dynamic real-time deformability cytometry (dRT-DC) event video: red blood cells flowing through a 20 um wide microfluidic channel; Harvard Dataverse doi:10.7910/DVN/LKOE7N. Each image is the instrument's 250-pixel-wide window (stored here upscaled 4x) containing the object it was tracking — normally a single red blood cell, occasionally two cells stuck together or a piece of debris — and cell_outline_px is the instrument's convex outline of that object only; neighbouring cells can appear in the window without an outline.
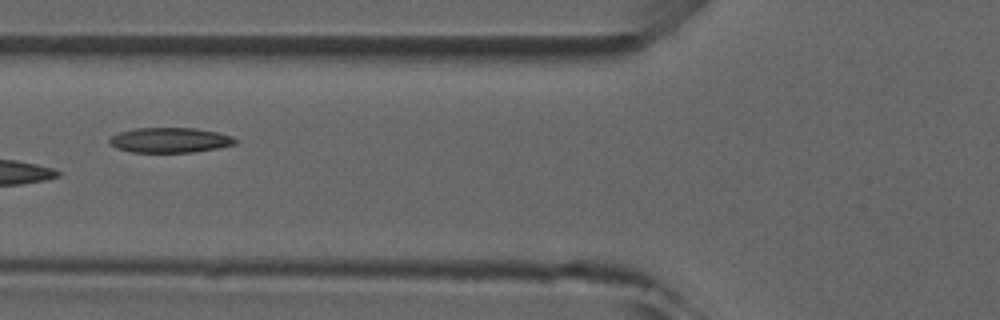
{"species": "common noctule bat (a hibernating species)", "species_latin": "Nyctalus noctula", "temperature_condition": "room temperature", "stored_images_in_passage": 8, "camera_frame_rate_fps": 3000, "um_per_image_px": 0.085, "animal": {"sex": "male", "forearm_length_mm": 52.5}, "frame": {"image": 1, "passage_image": 6, "time_ms": 6.0, "image_size_px": [1000, 320], "cell_outline_px": [[236, 144], [216, 148], [192, 152], [132, 152], [116, 148], [108, 144], [108, 140], [112, 136], [120, 132], [136, 128], [196, 128], [216, 132], [232, 136], [236, 140]], "centroid_in_image_um": [14.41, 11.91], "position_along_channel_um": 111.4, "area_um2": 18.26}}
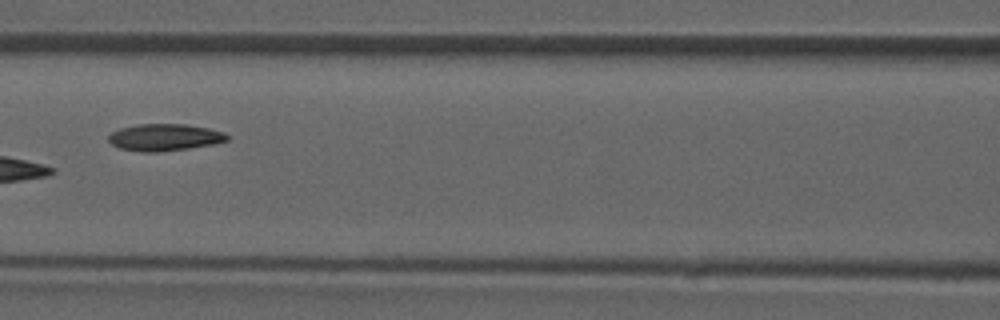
{"frame": {"image": 2, "passage_image": 7, "time_ms": 7.0, "image_size_px": [1000, 320], "cell_outline_px": [[228, 140], [212, 144], [188, 148], [156, 152], [144, 152], [120, 148], [112, 144], [108, 140], [108, 136], [112, 132], [120, 128], [140, 124], [184, 124], [208, 128], [224, 132], [228, 136]], "centroid_in_image_um": [13.98, 11.67], "position_along_channel_um": 152.6, "area_um2": 18.38}}